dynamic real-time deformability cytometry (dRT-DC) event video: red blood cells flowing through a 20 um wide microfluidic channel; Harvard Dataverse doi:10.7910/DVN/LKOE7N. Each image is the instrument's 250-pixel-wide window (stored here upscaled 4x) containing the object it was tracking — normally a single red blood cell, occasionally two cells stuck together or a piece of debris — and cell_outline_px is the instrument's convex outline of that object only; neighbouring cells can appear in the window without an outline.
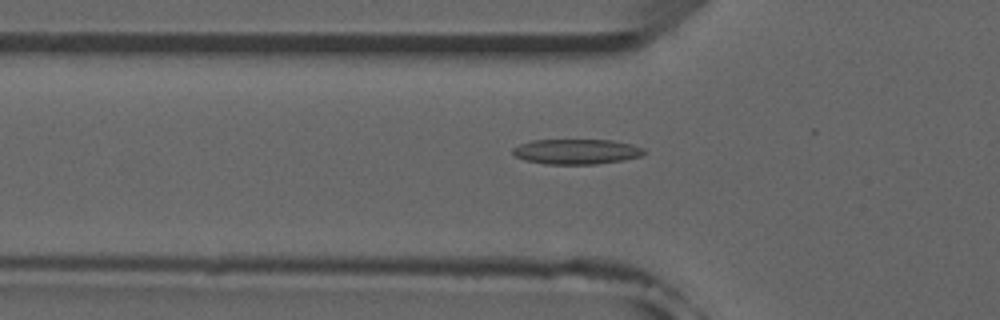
{"species": "common noctule bat (a hibernating species)", "species_latin": "Nyctalus noctula", "temperature_condition": "room temperature", "stored_images_in_passage": 52, "camera_frame_rate_fps": 3000, "um_per_image_px": 0.085, "animal": {"sex": "male", "forearm_length_mm": 52.5}, "frame": {"image": 1, "passage_image": 17, "time_ms": 5.333, "image_size_px": [1000, 320], "cell_outline_px": [[648, 152], [640, 156], [624, 160], [596, 164], [544, 164], [524, 160], [516, 156], [512, 152], [512, 148], [520, 144], [532, 140], [612, 140], [632, 144], [644, 148]], "centroid_in_image_um": [49.02, 12.88], "position_along_channel_um": 76.8, "area_um2": 19.36}}
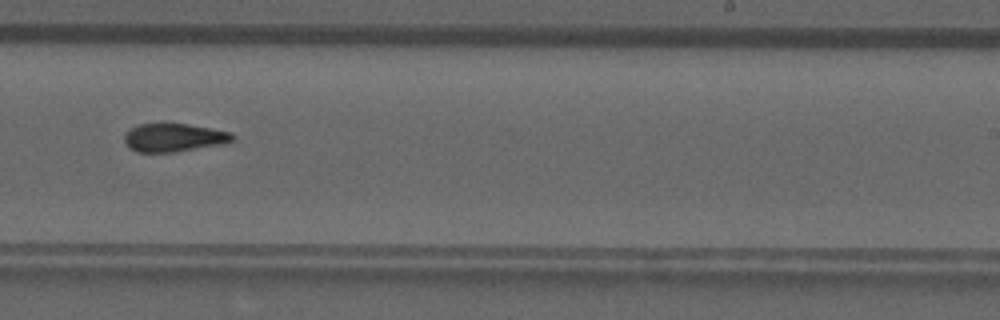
{"frame": {"image": 2, "passage_image": 32, "time_ms": 10.333, "image_size_px": [1000, 320], "cell_outline_px": [[236, 136], [228, 144], [172, 152], [136, 152], [128, 148], [124, 144], [124, 136], [132, 128], [140, 124], [188, 124], [232, 132]], "centroid_in_image_um": [14.81, 11.71], "position_along_channel_um": 274.2, "area_um2": 17.92}}
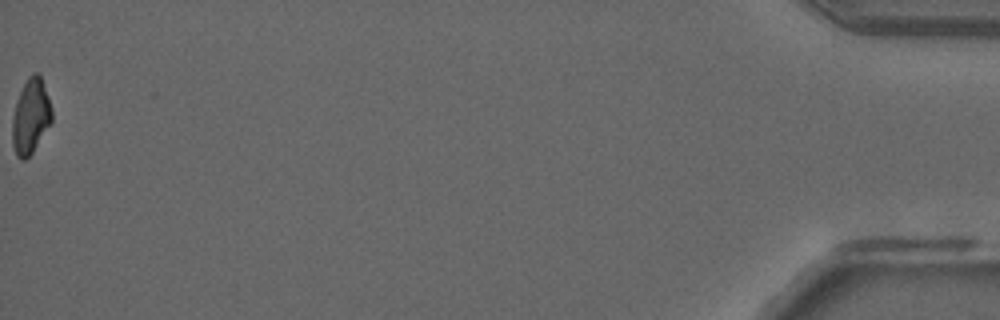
{"frame": {"image": 3, "passage_image": 52, "time_ms": 17.0, "image_size_px": [1000, 320], "cell_outline_px": [[52, 120], [32, 152], [24, 160], [20, 160], [16, 156], [12, 144], [12, 116], [16, 100], [28, 76], [32, 72], [36, 72], [40, 76], [48, 96], [52, 108]], "centroid_in_image_um": [2.59, 9.89], "position_along_channel_um": 432.6, "area_um2": 17.17}, "authors_computed_cell_mechanics": {"area_um2": 18.3515, "velocity_mm_per_s": 3.9357, "shape_relaxation_time_tau1_ms": null, "shape_relaxation_time_tau2_ms": 5.9887, "deformation_change_tau1": null, "deformation_change_tau2": 0.1448}}